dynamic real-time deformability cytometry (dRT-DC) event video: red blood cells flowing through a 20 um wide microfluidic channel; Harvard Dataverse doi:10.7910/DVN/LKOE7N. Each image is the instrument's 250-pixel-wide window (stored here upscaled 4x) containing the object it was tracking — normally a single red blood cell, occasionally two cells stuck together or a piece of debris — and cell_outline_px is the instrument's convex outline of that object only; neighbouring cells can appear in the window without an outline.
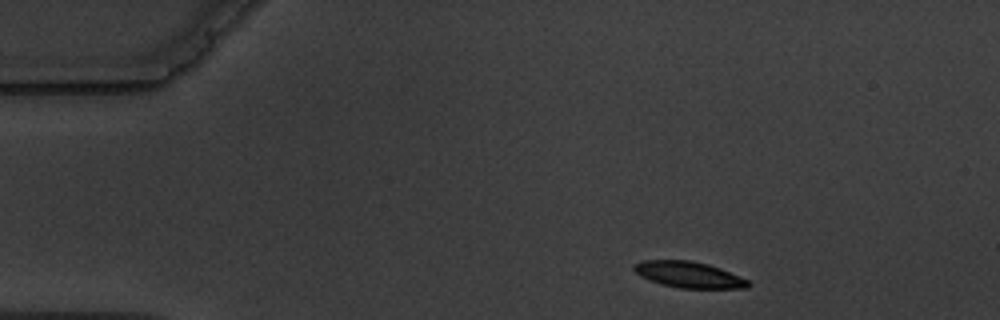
{"species": "common noctule bat (a hibernating species)", "species_latin": "Nyctalus noctula", "temperature_condition": "warm", "stored_images_in_passage": 4, "camera_frame_rate_fps": 3000, "um_per_image_px": 0.085, "animal": {"sex": "male", "body_mass_g": 19.5, "forearm_length_mm": 54.6}, "frame": {"image": 1, "passage_image": 1, "time_ms": 0.0, "image_size_px": [1000, 320], "cell_outline_px": [[752, 284], [748, 288], [680, 288], [660, 284], [648, 280], [640, 276], [632, 268], [640, 260], [692, 260], [708, 264], [720, 268], [748, 280]], "centroid_in_image_um": [58.54, 23.34], "position_along_channel_um": 26.5, "area_um2": 17.46}}
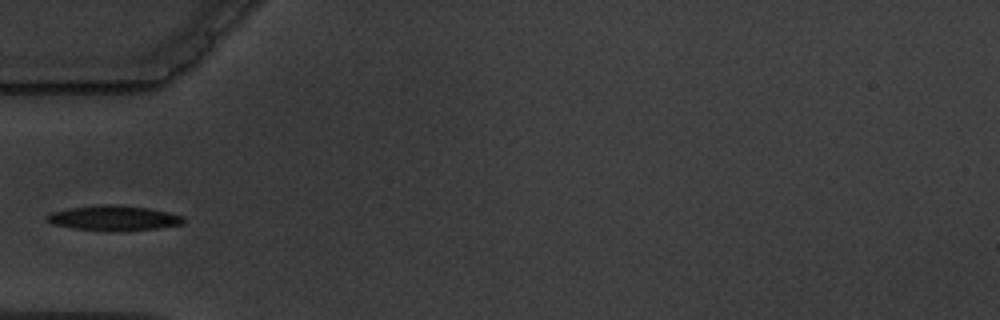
{"frame": {"image": 2, "passage_image": 4, "time_ms": 3.333, "image_size_px": [1000, 320], "cell_outline_px": [[184, 224], [156, 228], [72, 228], [52, 224], [44, 220], [44, 216], [52, 212], [72, 208], [100, 204], [112, 204], [148, 208], [168, 212], [184, 216]], "centroid_in_image_um": [9.64, 18.48], "position_along_channel_um": 75.4, "area_um2": 18.84}}